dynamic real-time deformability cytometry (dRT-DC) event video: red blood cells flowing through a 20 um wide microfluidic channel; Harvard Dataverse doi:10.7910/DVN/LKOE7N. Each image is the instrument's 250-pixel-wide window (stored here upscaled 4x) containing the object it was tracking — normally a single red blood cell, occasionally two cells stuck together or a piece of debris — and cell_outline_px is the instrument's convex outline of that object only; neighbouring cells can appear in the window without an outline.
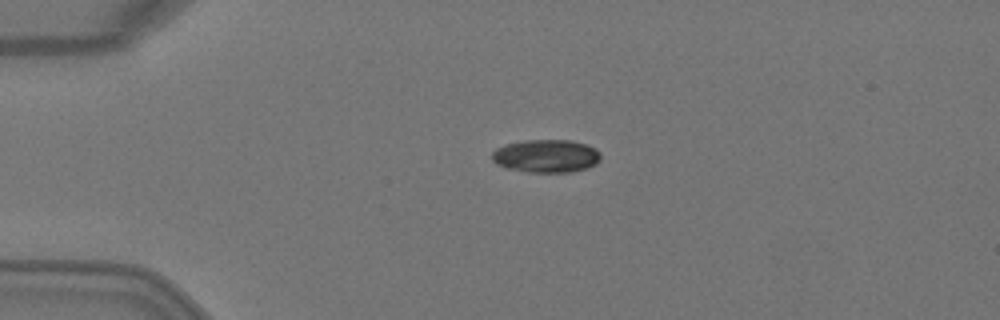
{"species": "Egyptian fruit bat (a non-hibernating species)", "species_latin": "Rousettus aegyptiacus", "temperature_condition": "warm", "stored_images_in_passage": 4, "camera_frame_rate_fps": 3000, "um_per_image_px": 0.085, "animal": {"sex": "female"}, "frame": {"image": 1, "passage_image": 2, "time_ms": 0.333, "image_size_px": [1000, 320], "cell_outline_px": [[600, 160], [596, 164], [572, 172], [528, 172], [508, 168], [496, 164], [492, 160], [492, 152], [496, 148], [508, 144], [524, 140], [572, 140], [596, 148], [600, 152]], "centroid_in_image_um": [46.43, 13.26], "position_along_channel_um": 38.6, "area_um2": 20.87}}